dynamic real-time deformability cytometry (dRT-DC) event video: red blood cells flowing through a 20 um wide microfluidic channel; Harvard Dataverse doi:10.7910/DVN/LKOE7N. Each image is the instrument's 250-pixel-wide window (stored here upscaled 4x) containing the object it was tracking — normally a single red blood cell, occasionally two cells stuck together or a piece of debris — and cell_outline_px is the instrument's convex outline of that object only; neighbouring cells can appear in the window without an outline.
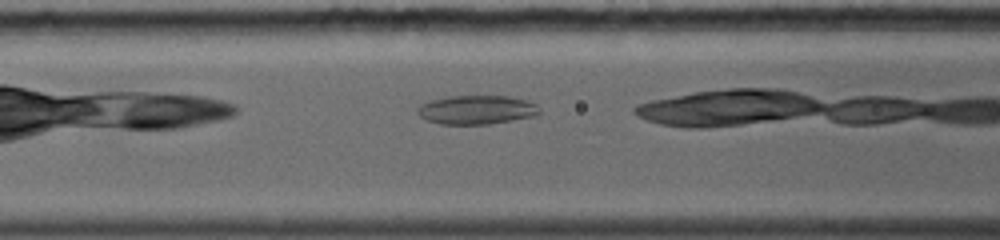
{"species": "common noctule bat (a hibernating species)", "species_latin": "Nyctalus noctula", "temperature_condition": "warm", "stored_images_in_passage": 7, "camera_frame_rate_fps": 5000, "um_per_image_px": 0.085, "animal": {"sex": "female", "body_mass_g": 19.0, "forearm_length_mm": 56.7}, "frame": {"image": 1, "passage_image": 4, "time_ms": 1.4, "image_size_px": [1000, 240], "cell_outline_px": [[540, 112], [532, 116], [512, 120], [488, 124], [440, 124], [428, 120], [420, 116], [416, 112], [416, 108], [420, 104], [432, 100], [448, 96], [508, 96], [524, 100], [536, 104], [540, 108]], "centroid_in_image_um": [40.47, 9.33], "position_along_channel_um": 126.1, "area_um2": 20.4}}